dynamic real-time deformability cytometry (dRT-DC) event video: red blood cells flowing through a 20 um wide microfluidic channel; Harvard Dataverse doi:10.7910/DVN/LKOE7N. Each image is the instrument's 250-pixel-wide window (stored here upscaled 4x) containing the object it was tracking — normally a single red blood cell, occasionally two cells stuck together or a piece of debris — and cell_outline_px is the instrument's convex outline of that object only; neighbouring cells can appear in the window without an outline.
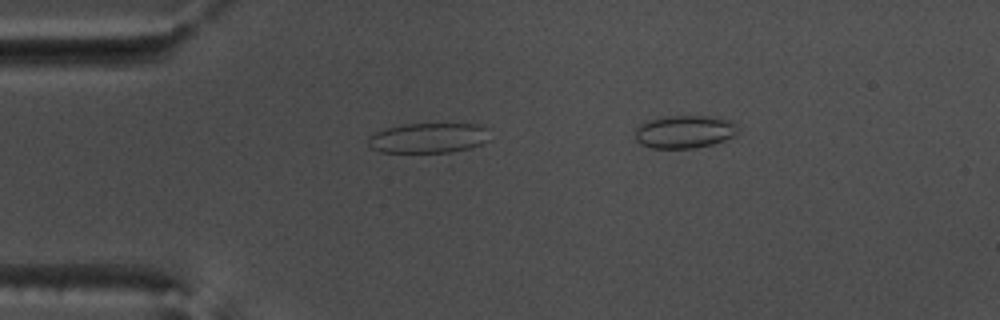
{"species": "common noctule bat (a hibernating species)", "species_latin": "Nyctalus noctula", "temperature_condition": "warm", "stored_images_in_passage": 38, "camera_frame_rate_fps": 3000, "um_per_image_px": 0.085, "animal": {"sex": "male", "body_mass_g": 17.5, "forearm_length_mm": 52.3}, "frame": {"image": 1, "passage_image": 7, "time_ms": 2.0, "image_size_px": [1000, 320], "cell_outline_px": [[488, 140], [472, 148], [452, 152], [380, 152], [372, 148], [368, 144], [368, 136], [376, 132], [388, 128], [404, 124], [476, 124], [488, 128]], "centroid_in_image_um": [36.42, 11.73], "position_along_channel_um": 48.6, "area_um2": 21.27}}
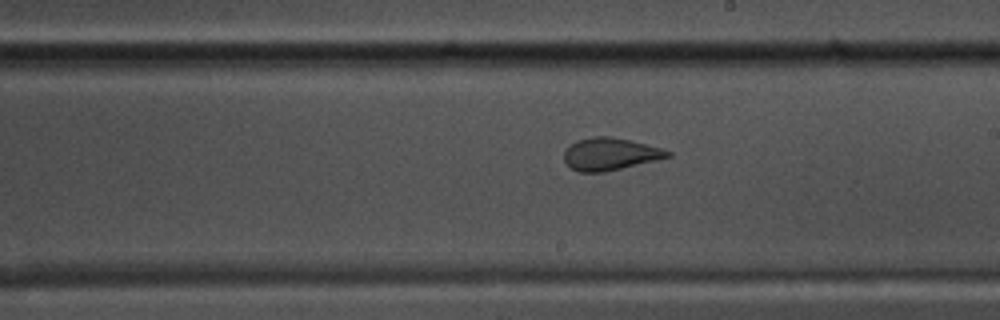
{"frame": {"image": 2, "passage_image": 23, "time_ms": 7.333, "image_size_px": [1000, 320], "cell_outline_px": [[672, 156], [656, 160], [604, 172], [580, 172], [572, 168], [564, 160], [564, 152], [576, 140], [592, 136], [608, 136], [628, 140], [660, 148], [672, 152]], "centroid_in_image_um": [51.84, 13.09], "position_along_channel_um": 237.2, "area_um2": 19.19}}
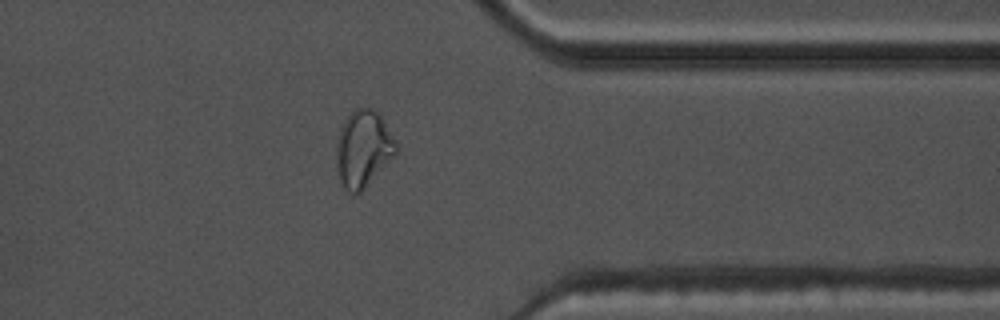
{"frame": {"image": 3, "passage_image": 35, "time_ms": 11.333, "image_size_px": [1000, 320], "cell_outline_px": [[400, 148], [368, 184], [360, 192], [352, 196], [344, 188], [340, 180], [336, 160], [336, 148], [340, 128], [344, 120], [356, 108], [372, 108], [380, 112], [396, 140]], "centroid_in_image_um": [30.89, 12.62], "position_along_channel_um": 380.5, "area_um2": 26.76}}